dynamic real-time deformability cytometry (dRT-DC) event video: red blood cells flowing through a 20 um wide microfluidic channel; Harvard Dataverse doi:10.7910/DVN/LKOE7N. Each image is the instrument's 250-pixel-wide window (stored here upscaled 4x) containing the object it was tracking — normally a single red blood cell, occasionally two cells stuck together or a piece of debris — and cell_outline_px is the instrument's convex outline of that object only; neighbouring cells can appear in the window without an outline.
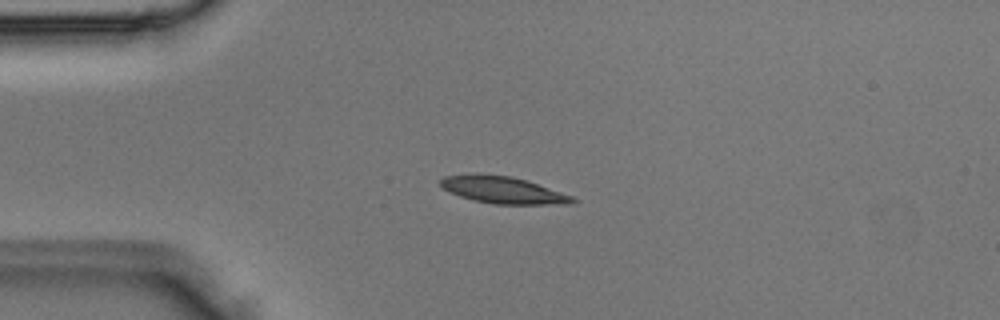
{"species": "Egyptian fruit bat (a non-hibernating species)", "species_latin": "Rousettus aegyptiacus", "temperature_condition": "room temperature", "stored_images_in_passage": 6, "camera_frame_rate_fps": 3000, "um_per_image_px": 0.085, "animal": {"sex": "male"}, "frame": {"image": 1, "passage_image": 3, "time_ms": 0.667, "image_size_px": [1000, 320], "cell_outline_px": [[576, 200], [572, 204], [496, 204], [472, 200], [460, 196], [444, 188], [440, 184], [440, 180], [444, 176], [476, 172], [512, 176], [572, 196]], "centroid_in_image_um": [42.7, 16.13], "position_along_channel_um": 42.3, "area_um2": 20.63}}